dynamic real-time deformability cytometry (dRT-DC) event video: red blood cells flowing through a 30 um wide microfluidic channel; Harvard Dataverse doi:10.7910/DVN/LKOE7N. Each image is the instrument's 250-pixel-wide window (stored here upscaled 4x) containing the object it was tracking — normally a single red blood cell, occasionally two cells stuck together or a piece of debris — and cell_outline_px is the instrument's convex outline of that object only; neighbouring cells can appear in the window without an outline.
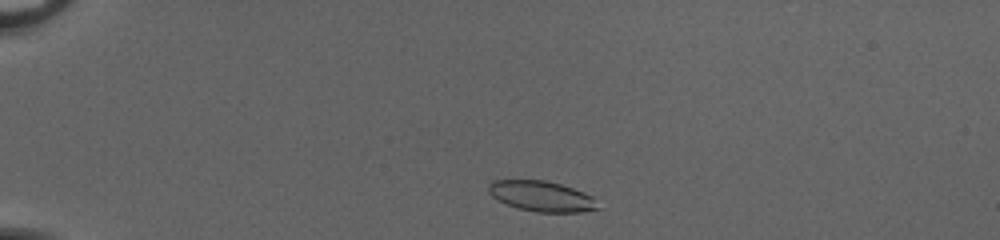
{"species": "common noctule bat (a hibernating species)", "species_latin": "Nyctalus noctula", "temperature_condition": "cold", "stored_images_in_passage": 43, "camera_frame_rate_fps": 3000, "um_per_image_px": 0.085, "animal": {"sex": "female", "body_mass_g": 20.0, "forearm_length_mm": 54.0}, "frame": {"image": 1, "passage_image": 3, "time_ms": 0.667, "image_size_px": [1000, 240], "cell_outline_px": [[600, 208], [580, 212], [536, 212], [516, 208], [492, 196], [488, 192], [488, 184], [492, 180], [544, 180], [560, 184], [584, 192], [592, 196]], "centroid_in_image_um": [46.02, 16.68], "position_along_channel_um": 39.0, "area_um2": 19.31}}
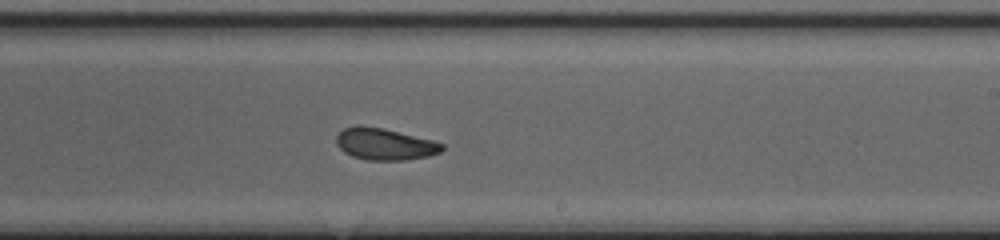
{"frame": {"image": 2, "passage_image": 24, "time_ms": 7.667, "image_size_px": [1000, 240], "cell_outline_px": [[444, 148], [440, 152], [428, 156], [408, 160], [368, 160], [352, 156], [344, 152], [336, 144], [336, 136], [344, 128], [356, 124], [360, 124], [384, 128], [432, 140], [444, 144]], "centroid_in_image_um": [32.68, 12.24], "position_along_channel_um": 256.3, "area_um2": 19.71}}
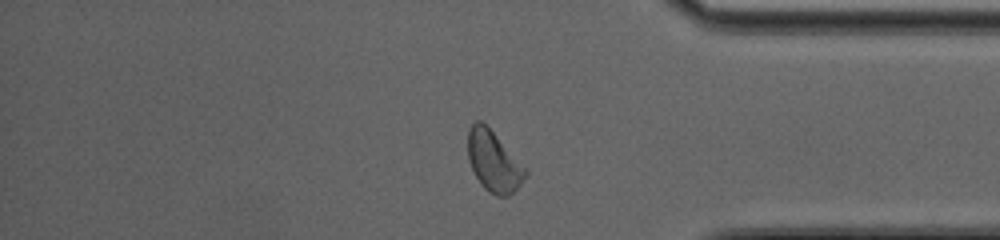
{"frame": {"image": 3, "passage_image": 35, "time_ms": 11.333, "image_size_px": [1000, 240], "cell_outline_px": [[528, 176], [508, 196], [496, 196], [488, 192], [480, 184], [468, 160], [468, 128], [476, 120], [480, 120], [492, 132], [528, 172]], "centroid_in_image_um": [41.93, 13.75], "position_along_channel_um": 393.3, "area_um2": 19.77}, "authors_computed_cell_mechanics": {"area_um2": 19.8832, "velocity_mm_per_s": 4.0171, "shape_relaxation_time_tau1_ms": 4.3572, "shape_relaxation_time_tau2_ms": 2.0673, "deformation_change_tau1": 0.1183, "deformation_change_tau2": 0.0735}}